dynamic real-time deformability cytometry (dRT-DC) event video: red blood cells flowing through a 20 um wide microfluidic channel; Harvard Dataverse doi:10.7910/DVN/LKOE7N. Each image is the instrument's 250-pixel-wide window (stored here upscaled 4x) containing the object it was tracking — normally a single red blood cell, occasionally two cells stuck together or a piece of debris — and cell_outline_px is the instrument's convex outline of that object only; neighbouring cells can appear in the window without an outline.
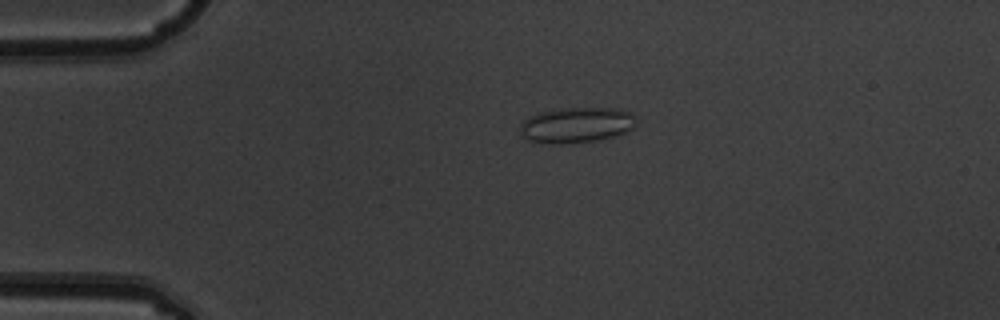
{"species": "common noctule bat (a hibernating species)", "species_latin": "Nyctalus noctula", "temperature_condition": "warm", "stored_images_in_passage": 6, "camera_frame_rate_fps": 3000, "um_per_image_px": 0.085, "animal": {"sex": "male", "body_mass_g": 19.5, "forearm_length_mm": 54.6}, "frame": {"image": 1, "passage_image": 4, "time_ms": 1.0, "image_size_px": [1000, 320], "cell_outline_px": [[636, 124], [632, 128], [624, 132], [600, 140], [572, 144], [548, 144], [528, 140], [520, 132], [520, 124], [528, 116], [540, 112], [560, 108], [620, 108], [636, 116]], "centroid_in_image_um": [48.99, 10.63], "position_along_channel_um": 36.0, "area_um2": 24.33}}
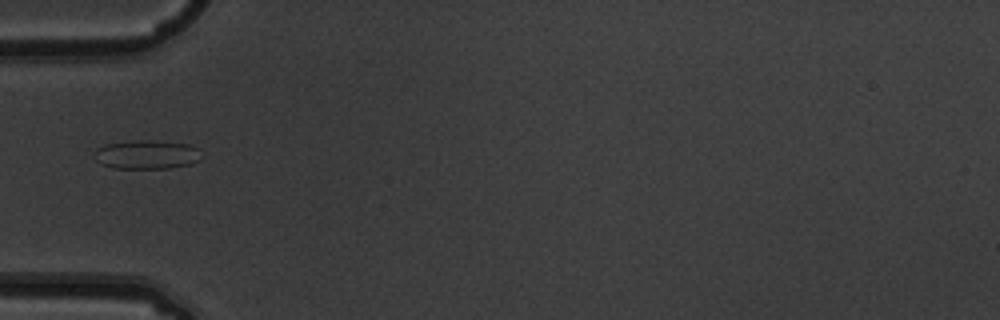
{"frame": {"image": 2, "passage_image": 6, "time_ms": 1.667, "image_size_px": [1000, 320], "cell_outline_px": [[204, 156], [200, 160], [192, 164], [168, 168], [112, 168], [100, 164], [92, 156], [96, 148], [104, 144], [136, 140], [152, 140], [188, 144], [200, 148]], "centroid_in_image_um": [12.49, 13.14], "position_along_channel_um": 72.5, "area_um2": 18.5}}